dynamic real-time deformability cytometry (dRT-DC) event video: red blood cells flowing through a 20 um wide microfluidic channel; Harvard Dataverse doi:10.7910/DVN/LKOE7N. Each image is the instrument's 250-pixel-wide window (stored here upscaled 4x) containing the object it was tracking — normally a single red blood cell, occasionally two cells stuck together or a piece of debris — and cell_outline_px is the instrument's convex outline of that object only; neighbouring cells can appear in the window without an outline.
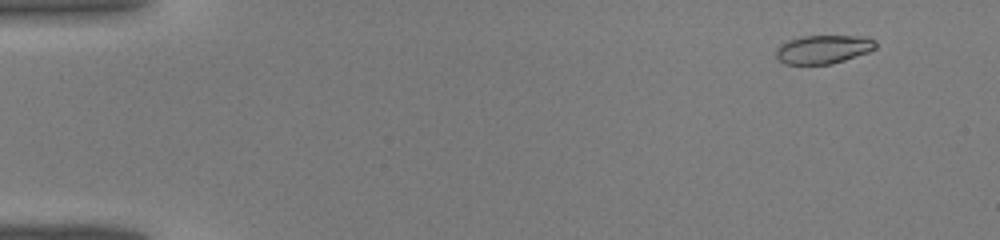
{"species": "common noctule bat (a hibernating species)", "species_latin": "Nyctalus noctula", "temperature_condition": "warm", "stored_images_in_passage": 44, "camera_frame_rate_fps": 3000, "um_per_image_px": 0.085, "animal": {"sex": "male", "body_mass_g": 19.0, "forearm_length_mm": 50.8}, "frame": {"image": 1, "passage_image": 4, "time_ms": 1.0, "image_size_px": [1000, 240], "cell_outline_px": [[876, 48], [868, 52], [832, 64], [784, 64], [776, 56], [776, 48], [780, 44], [788, 40], [804, 36], [868, 36], [876, 44]], "centroid_in_image_um": [69.96, 4.19], "position_along_channel_um": 15.0, "area_um2": 16.53}}
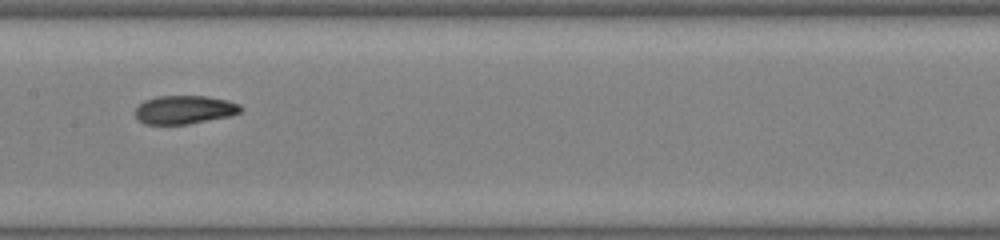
{"frame": {"image": 2, "passage_image": 23, "time_ms": 7.333, "image_size_px": [1000, 240], "cell_outline_px": [[244, 108], [240, 112], [232, 116], [188, 124], [144, 124], [136, 116], [136, 108], [144, 100], [156, 96], [208, 96], [228, 100], [240, 104]], "centroid_in_image_um": [15.73, 9.32], "position_along_channel_um": 191.7, "area_um2": 17.63}}
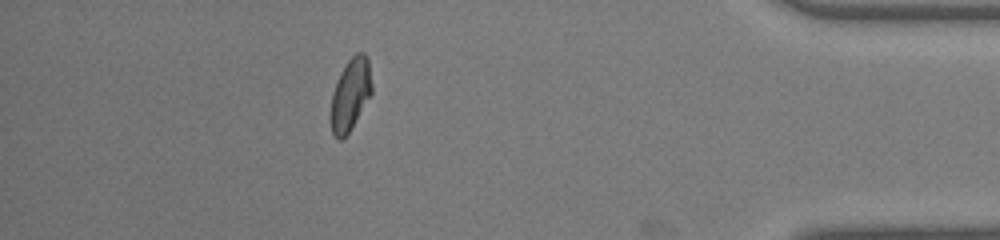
{"frame": {"image": 3, "passage_image": 39, "time_ms": 12.667, "image_size_px": [1000, 240], "cell_outline_px": [[372, 92], [348, 132], [340, 140], [336, 140], [332, 132], [332, 92], [340, 72], [348, 60], [356, 52], [364, 52], [368, 60], [372, 84]], "centroid_in_image_um": [29.79, 7.98], "position_along_channel_um": 405.4, "area_um2": 16.76}}